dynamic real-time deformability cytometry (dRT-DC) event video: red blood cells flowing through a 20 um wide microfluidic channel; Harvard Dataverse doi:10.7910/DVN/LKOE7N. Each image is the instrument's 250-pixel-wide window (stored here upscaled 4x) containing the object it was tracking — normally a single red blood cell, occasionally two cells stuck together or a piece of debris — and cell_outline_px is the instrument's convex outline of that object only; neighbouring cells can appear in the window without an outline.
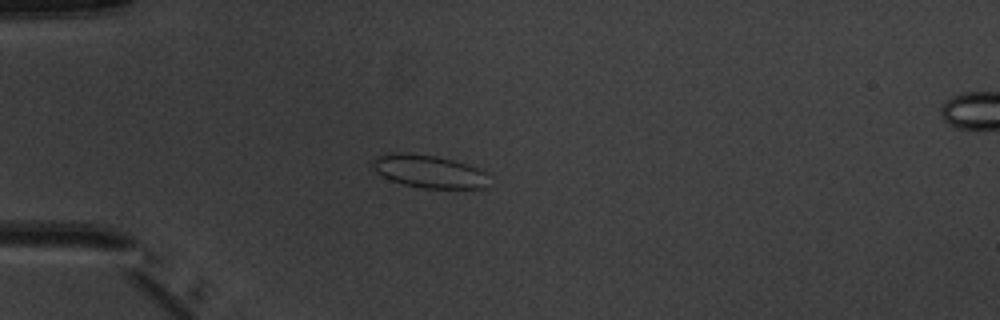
{"species": "common noctule bat (a hibernating species)", "species_latin": "Nyctalus noctula", "temperature_condition": "warm", "stored_images_in_passage": 5, "camera_frame_rate_fps": 3000, "um_per_image_px": 0.085, "animal": {"sex": "male", "body_mass_g": 20.1, "forearm_length_mm": 53.5}, "frame": {"image": 1, "passage_image": 4, "time_ms": 4.333, "image_size_px": [1000, 320], "cell_outline_px": [[488, 188], [424, 188], [404, 184], [392, 180], [376, 172], [372, 168], [368, 160], [376, 156], [388, 152], [400, 152], [436, 156], [452, 160], [476, 168], [484, 172]], "centroid_in_image_um": [36.35, 14.55], "position_along_channel_um": 48.7, "area_um2": 22.14}}